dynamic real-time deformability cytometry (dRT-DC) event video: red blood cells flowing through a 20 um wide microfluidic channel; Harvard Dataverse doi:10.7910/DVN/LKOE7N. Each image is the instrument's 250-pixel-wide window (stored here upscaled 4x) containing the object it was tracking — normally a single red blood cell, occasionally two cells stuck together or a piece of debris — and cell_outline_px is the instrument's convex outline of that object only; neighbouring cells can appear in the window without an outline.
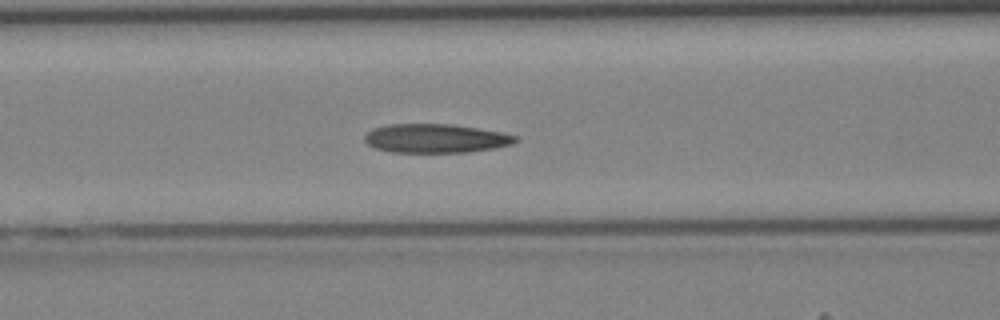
{"species": "Egyptian fruit bat (a non-hibernating species)", "species_latin": "Rousettus aegyptiacus", "temperature_condition": "cold", "stored_images_in_passage": 43, "camera_frame_rate_fps": 3000, "um_per_image_px": 0.085, "animal": {"sex": "female"}, "frame": {"image": 1, "passage_image": 18, "time_ms": 5.667, "image_size_px": [1000, 320], "cell_outline_px": [[520, 140], [512, 144], [492, 148], [468, 152], [392, 152], [376, 148], [368, 144], [364, 140], [364, 136], [372, 128], [388, 124], [452, 124], [504, 132], [516, 136]], "centroid_in_image_um": [37.04, 11.75], "position_along_channel_um": 129.6, "area_um2": 25.43}}
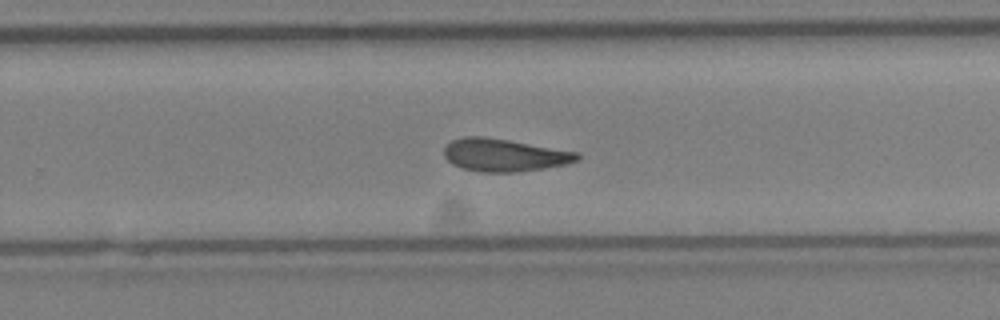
{"frame": {"image": 2, "passage_image": 28, "time_ms": 9.0, "image_size_px": [1000, 320], "cell_outline_px": [[580, 160], [564, 164], [544, 168], [512, 172], [480, 172], [464, 168], [452, 164], [444, 156], [444, 148], [452, 140], [464, 136], [484, 136], [580, 152]], "centroid_in_image_um": [42.87, 13.17], "position_along_channel_um": 286.9, "area_um2": 25.26}}
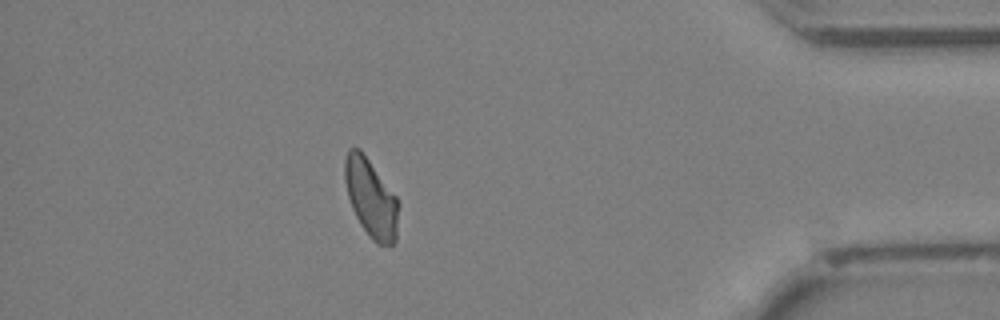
{"frame": {"image": 3, "passage_image": 38, "time_ms": 12.333, "image_size_px": [1000, 320], "cell_outline_px": [[400, 204], [396, 240], [392, 248], [376, 244], [372, 240], [360, 224], [352, 208], [348, 196], [344, 180], [344, 160], [348, 148], [360, 148], [396, 196]], "centroid_in_image_um": [31.55, 16.88], "position_along_channel_um": 403.6, "area_um2": 24.97}}